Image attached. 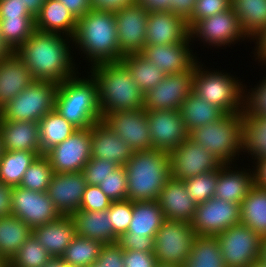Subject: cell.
<instances>
[{
	"instance_id": "f1b7e54d",
	"label": "cell",
	"mask_w": 266,
	"mask_h": 267,
	"mask_svg": "<svg viewBox=\"0 0 266 267\" xmlns=\"http://www.w3.org/2000/svg\"><path fill=\"white\" fill-rule=\"evenodd\" d=\"M78 19L59 1L46 0L35 16V30L73 38Z\"/></svg>"
},
{
	"instance_id": "11e5206c",
	"label": "cell",
	"mask_w": 266,
	"mask_h": 267,
	"mask_svg": "<svg viewBox=\"0 0 266 267\" xmlns=\"http://www.w3.org/2000/svg\"><path fill=\"white\" fill-rule=\"evenodd\" d=\"M89 267H98V266L95 264V265H91V266H89Z\"/></svg>"
},
{
	"instance_id": "680465c9",
	"label": "cell",
	"mask_w": 266,
	"mask_h": 267,
	"mask_svg": "<svg viewBox=\"0 0 266 267\" xmlns=\"http://www.w3.org/2000/svg\"><path fill=\"white\" fill-rule=\"evenodd\" d=\"M251 42L255 44L251 52L254 55L251 57H254V61L258 62V66H264L266 68V28L254 37Z\"/></svg>"
},
{
	"instance_id": "89a4df30",
	"label": "cell",
	"mask_w": 266,
	"mask_h": 267,
	"mask_svg": "<svg viewBox=\"0 0 266 267\" xmlns=\"http://www.w3.org/2000/svg\"><path fill=\"white\" fill-rule=\"evenodd\" d=\"M259 259L266 264V237H262Z\"/></svg>"
},
{
	"instance_id": "5bb4252c",
	"label": "cell",
	"mask_w": 266,
	"mask_h": 267,
	"mask_svg": "<svg viewBox=\"0 0 266 267\" xmlns=\"http://www.w3.org/2000/svg\"><path fill=\"white\" fill-rule=\"evenodd\" d=\"M10 215L22 219L31 229L61 216L47 192L28 190L20 186L12 188Z\"/></svg>"
},
{
	"instance_id": "d6986e66",
	"label": "cell",
	"mask_w": 266,
	"mask_h": 267,
	"mask_svg": "<svg viewBox=\"0 0 266 267\" xmlns=\"http://www.w3.org/2000/svg\"><path fill=\"white\" fill-rule=\"evenodd\" d=\"M148 11L133 3L115 11L120 53H141L146 46V26Z\"/></svg>"
},
{
	"instance_id": "d590c367",
	"label": "cell",
	"mask_w": 266,
	"mask_h": 267,
	"mask_svg": "<svg viewBox=\"0 0 266 267\" xmlns=\"http://www.w3.org/2000/svg\"><path fill=\"white\" fill-rule=\"evenodd\" d=\"M41 154L66 140L77 129L55 109L38 122Z\"/></svg>"
},
{
	"instance_id": "30bf717a",
	"label": "cell",
	"mask_w": 266,
	"mask_h": 267,
	"mask_svg": "<svg viewBox=\"0 0 266 267\" xmlns=\"http://www.w3.org/2000/svg\"><path fill=\"white\" fill-rule=\"evenodd\" d=\"M196 237L191 224L165 219L154 238L158 264L183 267Z\"/></svg>"
},
{
	"instance_id": "603a6c76",
	"label": "cell",
	"mask_w": 266,
	"mask_h": 267,
	"mask_svg": "<svg viewBox=\"0 0 266 267\" xmlns=\"http://www.w3.org/2000/svg\"><path fill=\"white\" fill-rule=\"evenodd\" d=\"M248 166L239 168L238 164H223L218 169L215 197L231 203L241 204L243 198L254 185V172ZM249 167V168H247ZM252 169H251V168Z\"/></svg>"
},
{
	"instance_id": "8fae6325",
	"label": "cell",
	"mask_w": 266,
	"mask_h": 267,
	"mask_svg": "<svg viewBox=\"0 0 266 267\" xmlns=\"http://www.w3.org/2000/svg\"><path fill=\"white\" fill-rule=\"evenodd\" d=\"M215 237L226 267H248L259 259L262 237L248 226L239 223Z\"/></svg>"
},
{
	"instance_id": "e0dca14e",
	"label": "cell",
	"mask_w": 266,
	"mask_h": 267,
	"mask_svg": "<svg viewBox=\"0 0 266 267\" xmlns=\"http://www.w3.org/2000/svg\"><path fill=\"white\" fill-rule=\"evenodd\" d=\"M152 149L172 152L188 138L179 110H146Z\"/></svg>"
},
{
	"instance_id": "8c879c8a",
	"label": "cell",
	"mask_w": 266,
	"mask_h": 267,
	"mask_svg": "<svg viewBox=\"0 0 266 267\" xmlns=\"http://www.w3.org/2000/svg\"><path fill=\"white\" fill-rule=\"evenodd\" d=\"M0 267H7V261L0 255Z\"/></svg>"
},
{
	"instance_id": "484cf974",
	"label": "cell",
	"mask_w": 266,
	"mask_h": 267,
	"mask_svg": "<svg viewBox=\"0 0 266 267\" xmlns=\"http://www.w3.org/2000/svg\"><path fill=\"white\" fill-rule=\"evenodd\" d=\"M0 136L4 151H27L42 155L37 122L4 120L0 116Z\"/></svg>"
},
{
	"instance_id": "c3c4849f",
	"label": "cell",
	"mask_w": 266,
	"mask_h": 267,
	"mask_svg": "<svg viewBox=\"0 0 266 267\" xmlns=\"http://www.w3.org/2000/svg\"><path fill=\"white\" fill-rule=\"evenodd\" d=\"M100 189L112 201L127 199V175L125 166H119L99 184Z\"/></svg>"
},
{
	"instance_id": "52a82bcc",
	"label": "cell",
	"mask_w": 266,
	"mask_h": 267,
	"mask_svg": "<svg viewBox=\"0 0 266 267\" xmlns=\"http://www.w3.org/2000/svg\"><path fill=\"white\" fill-rule=\"evenodd\" d=\"M243 117L244 111L224 114L217 121L193 129L188 137L215 155L223 164H236L243 152Z\"/></svg>"
},
{
	"instance_id": "4dcf8cb0",
	"label": "cell",
	"mask_w": 266,
	"mask_h": 267,
	"mask_svg": "<svg viewBox=\"0 0 266 267\" xmlns=\"http://www.w3.org/2000/svg\"><path fill=\"white\" fill-rule=\"evenodd\" d=\"M165 220L157 200L133 201V214L126 233L155 237Z\"/></svg>"
},
{
	"instance_id": "2644e50d",
	"label": "cell",
	"mask_w": 266,
	"mask_h": 267,
	"mask_svg": "<svg viewBox=\"0 0 266 267\" xmlns=\"http://www.w3.org/2000/svg\"><path fill=\"white\" fill-rule=\"evenodd\" d=\"M248 267H266V264L262 262L260 259H258Z\"/></svg>"
},
{
	"instance_id": "bcb514c9",
	"label": "cell",
	"mask_w": 266,
	"mask_h": 267,
	"mask_svg": "<svg viewBox=\"0 0 266 267\" xmlns=\"http://www.w3.org/2000/svg\"><path fill=\"white\" fill-rule=\"evenodd\" d=\"M264 75L254 87L249 86L248 89L247 84L244 85V115L266 116V74Z\"/></svg>"
},
{
	"instance_id": "e7e4bbea",
	"label": "cell",
	"mask_w": 266,
	"mask_h": 267,
	"mask_svg": "<svg viewBox=\"0 0 266 267\" xmlns=\"http://www.w3.org/2000/svg\"><path fill=\"white\" fill-rule=\"evenodd\" d=\"M254 184L266 188V158L253 162Z\"/></svg>"
},
{
	"instance_id": "74e56055",
	"label": "cell",
	"mask_w": 266,
	"mask_h": 267,
	"mask_svg": "<svg viewBox=\"0 0 266 267\" xmlns=\"http://www.w3.org/2000/svg\"><path fill=\"white\" fill-rule=\"evenodd\" d=\"M120 62L128 69L139 90L145 94L160 83L166 74L140 53L127 54Z\"/></svg>"
},
{
	"instance_id": "94428289",
	"label": "cell",
	"mask_w": 266,
	"mask_h": 267,
	"mask_svg": "<svg viewBox=\"0 0 266 267\" xmlns=\"http://www.w3.org/2000/svg\"><path fill=\"white\" fill-rule=\"evenodd\" d=\"M77 19L84 16L92 7L90 0H59Z\"/></svg>"
},
{
	"instance_id": "ba28073f",
	"label": "cell",
	"mask_w": 266,
	"mask_h": 267,
	"mask_svg": "<svg viewBox=\"0 0 266 267\" xmlns=\"http://www.w3.org/2000/svg\"><path fill=\"white\" fill-rule=\"evenodd\" d=\"M58 84L34 81L0 110L4 120L39 122L54 109Z\"/></svg>"
},
{
	"instance_id": "4fadbf2b",
	"label": "cell",
	"mask_w": 266,
	"mask_h": 267,
	"mask_svg": "<svg viewBox=\"0 0 266 267\" xmlns=\"http://www.w3.org/2000/svg\"><path fill=\"white\" fill-rule=\"evenodd\" d=\"M171 177L185 179L218 170L223 163L189 137L169 153Z\"/></svg>"
},
{
	"instance_id": "b9f144b4",
	"label": "cell",
	"mask_w": 266,
	"mask_h": 267,
	"mask_svg": "<svg viewBox=\"0 0 266 267\" xmlns=\"http://www.w3.org/2000/svg\"><path fill=\"white\" fill-rule=\"evenodd\" d=\"M52 256L31 234L7 262V267H44Z\"/></svg>"
},
{
	"instance_id": "f5cc1de1",
	"label": "cell",
	"mask_w": 266,
	"mask_h": 267,
	"mask_svg": "<svg viewBox=\"0 0 266 267\" xmlns=\"http://www.w3.org/2000/svg\"><path fill=\"white\" fill-rule=\"evenodd\" d=\"M154 238L151 236H133V233H124L117 239V244L123 250L154 252Z\"/></svg>"
},
{
	"instance_id": "03108f58",
	"label": "cell",
	"mask_w": 266,
	"mask_h": 267,
	"mask_svg": "<svg viewBox=\"0 0 266 267\" xmlns=\"http://www.w3.org/2000/svg\"><path fill=\"white\" fill-rule=\"evenodd\" d=\"M26 6L28 11L35 17L42 9L46 0H13Z\"/></svg>"
},
{
	"instance_id": "1f68e13d",
	"label": "cell",
	"mask_w": 266,
	"mask_h": 267,
	"mask_svg": "<svg viewBox=\"0 0 266 267\" xmlns=\"http://www.w3.org/2000/svg\"><path fill=\"white\" fill-rule=\"evenodd\" d=\"M240 224L266 237V188L253 185L240 204Z\"/></svg>"
},
{
	"instance_id": "681fc988",
	"label": "cell",
	"mask_w": 266,
	"mask_h": 267,
	"mask_svg": "<svg viewBox=\"0 0 266 267\" xmlns=\"http://www.w3.org/2000/svg\"><path fill=\"white\" fill-rule=\"evenodd\" d=\"M119 165L107 159L91 158L84 166L82 173L87 185H99L109 173H112Z\"/></svg>"
},
{
	"instance_id": "ffe728a7",
	"label": "cell",
	"mask_w": 266,
	"mask_h": 267,
	"mask_svg": "<svg viewBox=\"0 0 266 267\" xmlns=\"http://www.w3.org/2000/svg\"><path fill=\"white\" fill-rule=\"evenodd\" d=\"M190 36L178 44L146 45L140 53L166 75L190 70L201 56L192 50Z\"/></svg>"
},
{
	"instance_id": "db71d44e",
	"label": "cell",
	"mask_w": 266,
	"mask_h": 267,
	"mask_svg": "<svg viewBox=\"0 0 266 267\" xmlns=\"http://www.w3.org/2000/svg\"><path fill=\"white\" fill-rule=\"evenodd\" d=\"M95 264L98 267H124L123 249L117 243L103 245Z\"/></svg>"
},
{
	"instance_id": "6da1fadb",
	"label": "cell",
	"mask_w": 266,
	"mask_h": 267,
	"mask_svg": "<svg viewBox=\"0 0 266 267\" xmlns=\"http://www.w3.org/2000/svg\"><path fill=\"white\" fill-rule=\"evenodd\" d=\"M71 48H74L73 38L35 30L15 53L26 64L35 81L60 84L81 71L78 70L81 62H75L76 51Z\"/></svg>"
},
{
	"instance_id": "4316f807",
	"label": "cell",
	"mask_w": 266,
	"mask_h": 267,
	"mask_svg": "<svg viewBox=\"0 0 266 267\" xmlns=\"http://www.w3.org/2000/svg\"><path fill=\"white\" fill-rule=\"evenodd\" d=\"M32 235L52 258H60L77 235L74 220L69 215L32 229Z\"/></svg>"
},
{
	"instance_id": "9f6ffc18",
	"label": "cell",
	"mask_w": 266,
	"mask_h": 267,
	"mask_svg": "<svg viewBox=\"0 0 266 267\" xmlns=\"http://www.w3.org/2000/svg\"><path fill=\"white\" fill-rule=\"evenodd\" d=\"M0 18H35L21 3L13 0H0Z\"/></svg>"
},
{
	"instance_id": "9a60e30c",
	"label": "cell",
	"mask_w": 266,
	"mask_h": 267,
	"mask_svg": "<svg viewBox=\"0 0 266 267\" xmlns=\"http://www.w3.org/2000/svg\"><path fill=\"white\" fill-rule=\"evenodd\" d=\"M240 204L216 197L196 205L192 228L197 236H216L240 223Z\"/></svg>"
},
{
	"instance_id": "816d5d0a",
	"label": "cell",
	"mask_w": 266,
	"mask_h": 267,
	"mask_svg": "<svg viewBox=\"0 0 266 267\" xmlns=\"http://www.w3.org/2000/svg\"><path fill=\"white\" fill-rule=\"evenodd\" d=\"M113 201L105 195L99 185H86L81 210L104 211L107 210Z\"/></svg>"
},
{
	"instance_id": "f546056e",
	"label": "cell",
	"mask_w": 266,
	"mask_h": 267,
	"mask_svg": "<svg viewBox=\"0 0 266 267\" xmlns=\"http://www.w3.org/2000/svg\"><path fill=\"white\" fill-rule=\"evenodd\" d=\"M71 217L76 233L81 237L98 241L103 245L117 243L108 209L104 211L77 210Z\"/></svg>"
},
{
	"instance_id": "003e7915",
	"label": "cell",
	"mask_w": 266,
	"mask_h": 267,
	"mask_svg": "<svg viewBox=\"0 0 266 267\" xmlns=\"http://www.w3.org/2000/svg\"><path fill=\"white\" fill-rule=\"evenodd\" d=\"M14 53L15 51L9 46L0 33V61L8 59Z\"/></svg>"
},
{
	"instance_id": "3957f363",
	"label": "cell",
	"mask_w": 266,
	"mask_h": 267,
	"mask_svg": "<svg viewBox=\"0 0 266 267\" xmlns=\"http://www.w3.org/2000/svg\"><path fill=\"white\" fill-rule=\"evenodd\" d=\"M86 68L98 84L102 119L110 113L143 108L144 94L121 62L101 63Z\"/></svg>"
},
{
	"instance_id": "8d00e7d4",
	"label": "cell",
	"mask_w": 266,
	"mask_h": 267,
	"mask_svg": "<svg viewBox=\"0 0 266 267\" xmlns=\"http://www.w3.org/2000/svg\"><path fill=\"white\" fill-rule=\"evenodd\" d=\"M242 155H248L251 163L266 158V116L244 115Z\"/></svg>"
},
{
	"instance_id": "11a10c76",
	"label": "cell",
	"mask_w": 266,
	"mask_h": 267,
	"mask_svg": "<svg viewBox=\"0 0 266 267\" xmlns=\"http://www.w3.org/2000/svg\"><path fill=\"white\" fill-rule=\"evenodd\" d=\"M124 267H157L158 260L154 252L123 250Z\"/></svg>"
},
{
	"instance_id": "ab89813d",
	"label": "cell",
	"mask_w": 266,
	"mask_h": 267,
	"mask_svg": "<svg viewBox=\"0 0 266 267\" xmlns=\"http://www.w3.org/2000/svg\"><path fill=\"white\" fill-rule=\"evenodd\" d=\"M183 267H226L215 236H197Z\"/></svg>"
},
{
	"instance_id": "9c48e42d",
	"label": "cell",
	"mask_w": 266,
	"mask_h": 267,
	"mask_svg": "<svg viewBox=\"0 0 266 267\" xmlns=\"http://www.w3.org/2000/svg\"><path fill=\"white\" fill-rule=\"evenodd\" d=\"M189 36L192 45H194L195 41H199V44L203 43L200 46H206L208 49L209 47L211 49L214 47L217 50L218 48L226 49L227 46L231 47L238 42L242 43V41L245 43L250 41V44L252 43L242 30L239 19L232 8L198 20L190 28Z\"/></svg>"
},
{
	"instance_id": "ac0fdd59",
	"label": "cell",
	"mask_w": 266,
	"mask_h": 267,
	"mask_svg": "<svg viewBox=\"0 0 266 267\" xmlns=\"http://www.w3.org/2000/svg\"><path fill=\"white\" fill-rule=\"evenodd\" d=\"M102 121L135 151L152 149L144 108L107 114Z\"/></svg>"
},
{
	"instance_id": "91938a15",
	"label": "cell",
	"mask_w": 266,
	"mask_h": 267,
	"mask_svg": "<svg viewBox=\"0 0 266 267\" xmlns=\"http://www.w3.org/2000/svg\"><path fill=\"white\" fill-rule=\"evenodd\" d=\"M91 7L105 11H118L119 9L135 3V0H90Z\"/></svg>"
},
{
	"instance_id": "f6af8a7d",
	"label": "cell",
	"mask_w": 266,
	"mask_h": 267,
	"mask_svg": "<svg viewBox=\"0 0 266 267\" xmlns=\"http://www.w3.org/2000/svg\"><path fill=\"white\" fill-rule=\"evenodd\" d=\"M218 170L210 171L185 179L184 186L196 204H201L215 197Z\"/></svg>"
},
{
	"instance_id": "ee69618b",
	"label": "cell",
	"mask_w": 266,
	"mask_h": 267,
	"mask_svg": "<svg viewBox=\"0 0 266 267\" xmlns=\"http://www.w3.org/2000/svg\"><path fill=\"white\" fill-rule=\"evenodd\" d=\"M53 173L48 158L42 154L27 168L19 186L28 190L47 192Z\"/></svg>"
},
{
	"instance_id": "836d02e7",
	"label": "cell",
	"mask_w": 266,
	"mask_h": 267,
	"mask_svg": "<svg viewBox=\"0 0 266 267\" xmlns=\"http://www.w3.org/2000/svg\"><path fill=\"white\" fill-rule=\"evenodd\" d=\"M231 8L250 40L266 28V0H231Z\"/></svg>"
},
{
	"instance_id": "7c38bea8",
	"label": "cell",
	"mask_w": 266,
	"mask_h": 267,
	"mask_svg": "<svg viewBox=\"0 0 266 267\" xmlns=\"http://www.w3.org/2000/svg\"><path fill=\"white\" fill-rule=\"evenodd\" d=\"M54 173L82 172L91 159V127L76 129L44 154Z\"/></svg>"
},
{
	"instance_id": "e575fe53",
	"label": "cell",
	"mask_w": 266,
	"mask_h": 267,
	"mask_svg": "<svg viewBox=\"0 0 266 267\" xmlns=\"http://www.w3.org/2000/svg\"><path fill=\"white\" fill-rule=\"evenodd\" d=\"M31 234V227L17 216L0 218V255L8 262Z\"/></svg>"
},
{
	"instance_id": "753ad0ef",
	"label": "cell",
	"mask_w": 266,
	"mask_h": 267,
	"mask_svg": "<svg viewBox=\"0 0 266 267\" xmlns=\"http://www.w3.org/2000/svg\"><path fill=\"white\" fill-rule=\"evenodd\" d=\"M3 151H4V149H3V145H2V141H1V136H0V159L2 157Z\"/></svg>"
},
{
	"instance_id": "7402d4cb",
	"label": "cell",
	"mask_w": 266,
	"mask_h": 267,
	"mask_svg": "<svg viewBox=\"0 0 266 267\" xmlns=\"http://www.w3.org/2000/svg\"><path fill=\"white\" fill-rule=\"evenodd\" d=\"M187 22L172 12H149L146 45L178 44L189 37Z\"/></svg>"
},
{
	"instance_id": "6125c7cd",
	"label": "cell",
	"mask_w": 266,
	"mask_h": 267,
	"mask_svg": "<svg viewBox=\"0 0 266 267\" xmlns=\"http://www.w3.org/2000/svg\"><path fill=\"white\" fill-rule=\"evenodd\" d=\"M148 12H170V0H135Z\"/></svg>"
},
{
	"instance_id": "7bdbcfd3",
	"label": "cell",
	"mask_w": 266,
	"mask_h": 267,
	"mask_svg": "<svg viewBox=\"0 0 266 267\" xmlns=\"http://www.w3.org/2000/svg\"><path fill=\"white\" fill-rule=\"evenodd\" d=\"M35 31V18H0V33L16 51Z\"/></svg>"
},
{
	"instance_id": "cb8c5ba5",
	"label": "cell",
	"mask_w": 266,
	"mask_h": 267,
	"mask_svg": "<svg viewBox=\"0 0 266 267\" xmlns=\"http://www.w3.org/2000/svg\"><path fill=\"white\" fill-rule=\"evenodd\" d=\"M164 218L191 224L196 203L185 189L184 182L171 177L160 191L157 199Z\"/></svg>"
},
{
	"instance_id": "6f0895ef",
	"label": "cell",
	"mask_w": 266,
	"mask_h": 267,
	"mask_svg": "<svg viewBox=\"0 0 266 267\" xmlns=\"http://www.w3.org/2000/svg\"><path fill=\"white\" fill-rule=\"evenodd\" d=\"M195 2L196 0H170V12L187 22L193 14Z\"/></svg>"
},
{
	"instance_id": "8992f818",
	"label": "cell",
	"mask_w": 266,
	"mask_h": 267,
	"mask_svg": "<svg viewBox=\"0 0 266 267\" xmlns=\"http://www.w3.org/2000/svg\"><path fill=\"white\" fill-rule=\"evenodd\" d=\"M225 71L208 68L198 60L195 64L193 92L225 114H238L244 111L245 83L238 75Z\"/></svg>"
},
{
	"instance_id": "f35d334b",
	"label": "cell",
	"mask_w": 266,
	"mask_h": 267,
	"mask_svg": "<svg viewBox=\"0 0 266 267\" xmlns=\"http://www.w3.org/2000/svg\"><path fill=\"white\" fill-rule=\"evenodd\" d=\"M39 155L27 151H3L0 159V181L9 186H19L27 168Z\"/></svg>"
},
{
	"instance_id": "be15d7a7",
	"label": "cell",
	"mask_w": 266,
	"mask_h": 267,
	"mask_svg": "<svg viewBox=\"0 0 266 267\" xmlns=\"http://www.w3.org/2000/svg\"><path fill=\"white\" fill-rule=\"evenodd\" d=\"M12 187L0 181V218L10 215Z\"/></svg>"
},
{
	"instance_id": "83f0119b",
	"label": "cell",
	"mask_w": 266,
	"mask_h": 267,
	"mask_svg": "<svg viewBox=\"0 0 266 267\" xmlns=\"http://www.w3.org/2000/svg\"><path fill=\"white\" fill-rule=\"evenodd\" d=\"M34 81L16 53L0 61V110Z\"/></svg>"
},
{
	"instance_id": "f907efd6",
	"label": "cell",
	"mask_w": 266,
	"mask_h": 267,
	"mask_svg": "<svg viewBox=\"0 0 266 267\" xmlns=\"http://www.w3.org/2000/svg\"><path fill=\"white\" fill-rule=\"evenodd\" d=\"M231 8V0H196L195 9L187 21L189 29L201 19L213 16Z\"/></svg>"
},
{
	"instance_id": "44dd1931",
	"label": "cell",
	"mask_w": 266,
	"mask_h": 267,
	"mask_svg": "<svg viewBox=\"0 0 266 267\" xmlns=\"http://www.w3.org/2000/svg\"><path fill=\"white\" fill-rule=\"evenodd\" d=\"M86 185L82 172L53 173L47 194L61 215L71 216L80 210Z\"/></svg>"
},
{
	"instance_id": "d4e9b609",
	"label": "cell",
	"mask_w": 266,
	"mask_h": 267,
	"mask_svg": "<svg viewBox=\"0 0 266 267\" xmlns=\"http://www.w3.org/2000/svg\"><path fill=\"white\" fill-rule=\"evenodd\" d=\"M134 151L103 121L91 126V158L107 159L124 166Z\"/></svg>"
},
{
	"instance_id": "60d3db41",
	"label": "cell",
	"mask_w": 266,
	"mask_h": 267,
	"mask_svg": "<svg viewBox=\"0 0 266 267\" xmlns=\"http://www.w3.org/2000/svg\"><path fill=\"white\" fill-rule=\"evenodd\" d=\"M102 247L98 241L76 235L60 259L77 267H89L95 265Z\"/></svg>"
},
{
	"instance_id": "34e18365",
	"label": "cell",
	"mask_w": 266,
	"mask_h": 267,
	"mask_svg": "<svg viewBox=\"0 0 266 267\" xmlns=\"http://www.w3.org/2000/svg\"><path fill=\"white\" fill-rule=\"evenodd\" d=\"M157 267H180V266L158 264Z\"/></svg>"
},
{
	"instance_id": "7a4b0ae2",
	"label": "cell",
	"mask_w": 266,
	"mask_h": 267,
	"mask_svg": "<svg viewBox=\"0 0 266 267\" xmlns=\"http://www.w3.org/2000/svg\"><path fill=\"white\" fill-rule=\"evenodd\" d=\"M73 46L90 67L120 62L123 55L119 50L115 12L91 8L78 18Z\"/></svg>"
},
{
	"instance_id": "d6a6232c",
	"label": "cell",
	"mask_w": 266,
	"mask_h": 267,
	"mask_svg": "<svg viewBox=\"0 0 266 267\" xmlns=\"http://www.w3.org/2000/svg\"><path fill=\"white\" fill-rule=\"evenodd\" d=\"M179 111L188 133L209 122L217 121L225 114L220 108L208 103L193 91L183 101Z\"/></svg>"
},
{
	"instance_id": "a7ac6f4b",
	"label": "cell",
	"mask_w": 266,
	"mask_h": 267,
	"mask_svg": "<svg viewBox=\"0 0 266 267\" xmlns=\"http://www.w3.org/2000/svg\"><path fill=\"white\" fill-rule=\"evenodd\" d=\"M44 267H77L71 264H67L61 261L60 258H52Z\"/></svg>"
},
{
	"instance_id": "277c9868",
	"label": "cell",
	"mask_w": 266,
	"mask_h": 267,
	"mask_svg": "<svg viewBox=\"0 0 266 267\" xmlns=\"http://www.w3.org/2000/svg\"><path fill=\"white\" fill-rule=\"evenodd\" d=\"M58 84L54 109L77 129L90 128L102 121L98 104V84L88 72ZM81 76V77H80Z\"/></svg>"
},
{
	"instance_id": "2e32d148",
	"label": "cell",
	"mask_w": 266,
	"mask_h": 267,
	"mask_svg": "<svg viewBox=\"0 0 266 267\" xmlns=\"http://www.w3.org/2000/svg\"><path fill=\"white\" fill-rule=\"evenodd\" d=\"M195 65L182 73L168 74L143 96L145 110H179L183 101L193 91Z\"/></svg>"
},
{
	"instance_id": "7dc6e473",
	"label": "cell",
	"mask_w": 266,
	"mask_h": 267,
	"mask_svg": "<svg viewBox=\"0 0 266 267\" xmlns=\"http://www.w3.org/2000/svg\"><path fill=\"white\" fill-rule=\"evenodd\" d=\"M133 214V201L129 199L113 201L108 208V215L112 223L114 238L117 240L126 233Z\"/></svg>"
},
{
	"instance_id": "5b68a950",
	"label": "cell",
	"mask_w": 266,
	"mask_h": 267,
	"mask_svg": "<svg viewBox=\"0 0 266 267\" xmlns=\"http://www.w3.org/2000/svg\"><path fill=\"white\" fill-rule=\"evenodd\" d=\"M124 166L131 201L157 200L171 178L169 153L158 149L135 151Z\"/></svg>"
}]
</instances>
